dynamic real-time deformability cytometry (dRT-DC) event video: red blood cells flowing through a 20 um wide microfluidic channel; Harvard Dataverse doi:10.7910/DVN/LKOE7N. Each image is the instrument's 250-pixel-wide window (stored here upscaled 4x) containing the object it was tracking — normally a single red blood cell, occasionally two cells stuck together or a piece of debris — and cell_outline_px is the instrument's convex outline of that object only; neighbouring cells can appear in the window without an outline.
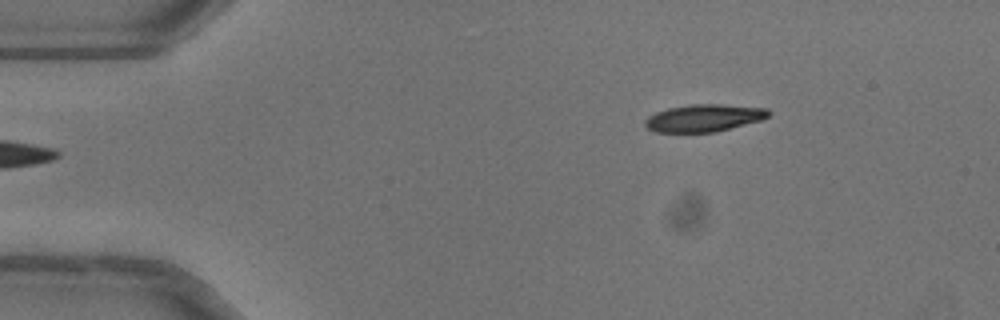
{"species": "common noctule bat (a hibernating species)", "species_latin": "Nyctalus noctula", "temperature_condition": "warm", "stored_images_in_passage": 45, "camera_frame_rate_fps": 3000, "um_per_image_px": 0.085, "animal": {"sex": "female"}, "frame": {"image": 1, "passage_image": 1, "time_ms": 0.0, "image_size_px": [1000, 320], "cell_outline_px": [[772, 112], [768, 116], [760, 120], [716, 132], [656, 132], [648, 128], [644, 124], [644, 120], [648, 116], [656, 112], [668, 108], [688, 104], [720, 104], [768, 108]], "centroid_in_image_um": [59.83, 10.02], "position_along_channel_um": 25.2, "area_um2": 19.71}}
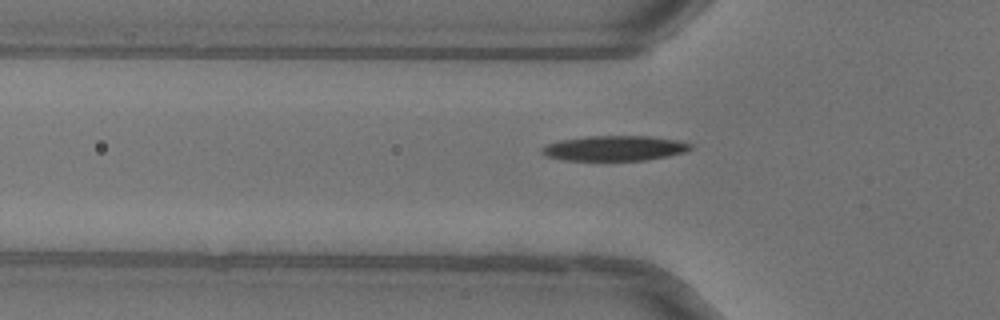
{"frame": {"image": 2, "passage_image": 10, "time_ms": 3.0, "image_size_px": [1000, 320], "cell_outline_px": [[692, 148], [684, 152], [668, 156], [644, 160], [564, 160], [544, 156], [540, 152], [540, 148], [548, 144], [560, 140], [588, 136], [648, 136], [676, 140], [692, 144]], "centroid_in_image_um": [52.19, 12.6], "position_along_channel_um": 73.6, "area_um2": 21.68}}
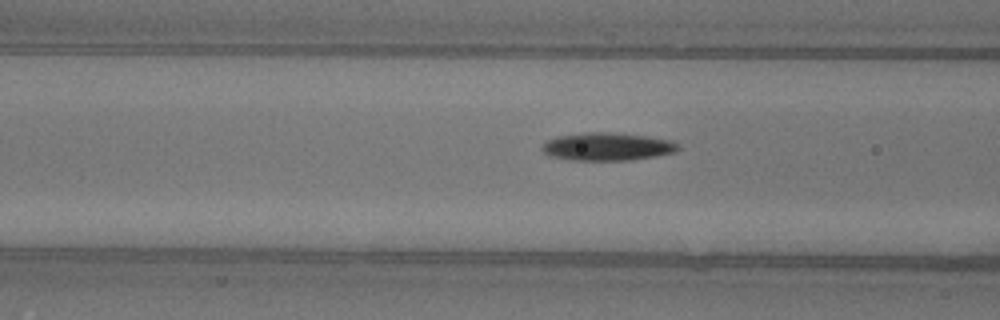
{"frame": {"image": 3, "passage_image": 13, "time_ms": 4.0, "image_size_px": [1000, 320], "cell_outline_px": [[680, 148], [676, 152], [656, 156], [632, 160], [568, 160], [548, 156], [540, 148], [548, 140], [556, 136], [588, 132], [608, 132], [648, 136], [672, 140], [680, 144]], "centroid_in_image_um": [51.64, 12.46], "position_along_channel_um": 115.0, "area_um2": 22.37}}